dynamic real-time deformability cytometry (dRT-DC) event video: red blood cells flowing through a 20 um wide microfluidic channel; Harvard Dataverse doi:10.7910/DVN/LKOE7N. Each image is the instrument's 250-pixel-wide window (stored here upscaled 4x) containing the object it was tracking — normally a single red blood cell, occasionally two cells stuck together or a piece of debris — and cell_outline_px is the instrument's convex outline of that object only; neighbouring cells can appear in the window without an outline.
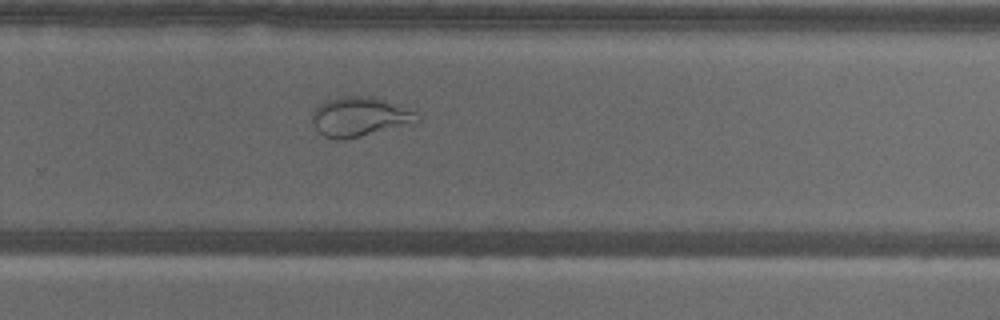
{"species": "common noctule bat (a hibernating species)", "species_latin": "Nyctalus noctula", "temperature_condition": "warm", "stored_images_in_passage": 41, "camera_frame_rate_fps": 3000, "um_per_image_px": 0.085, "animal": {"sex": "male", "body_mass_g": 18.8}, "frame": {"image": 1, "passage_image": 22, "time_ms": 7.0, "image_size_px": [1000, 320], "cell_outline_px": [[420, 120], [360, 136], [344, 140], [336, 140], [324, 136], [316, 128], [312, 120], [312, 112], [324, 100], [340, 96], [372, 96], [416, 108], [420, 116]], "centroid_in_image_um": [30.6, 9.88], "position_along_channel_um": 299.2, "area_um2": 24.33}}
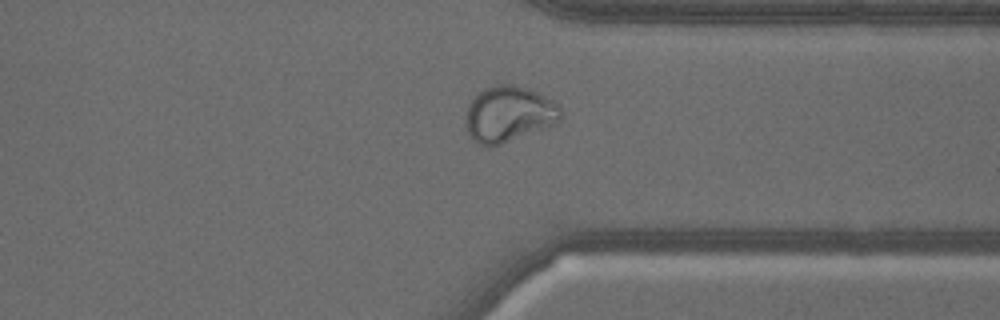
{"frame": {"image": 2, "passage_image": 28, "time_ms": 9.0, "image_size_px": [1000, 320], "cell_outline_px": [[564, 116], [560, 120], [552, 124], [500, 144], [488, 148], [480, 144], [468, 132], [464, 120], [464, 116], [468, 104], [484, 88], [496, 84], [516, 84], [528, 88], [560, 104], [564, 112]], "centroid_in_image_um": [43.25, 9.67], "position_along_channel_um": 368.2, "area_um2": 30.87}}
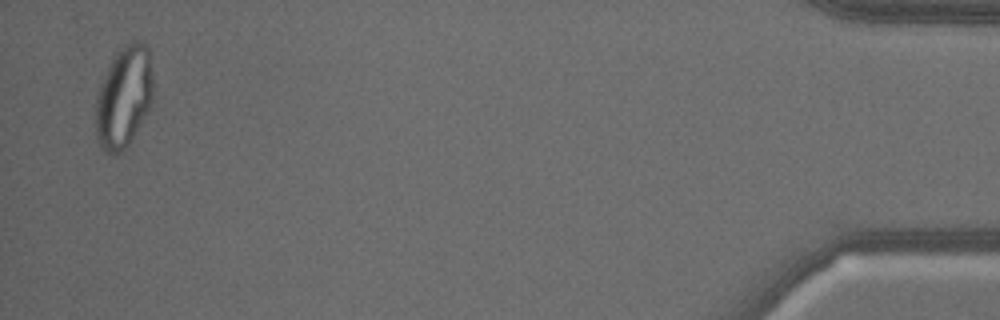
{"frame": {"image": 3, "passage_image": 40, "time_ms": 13.0, "image_size_px": [1000, 320], "cell_outline_px": [[152, 100], [144, 116], [128, 144], [116, 156], [112, 156], [100, 144], [96, 136], [96, 96], [100, 84], [116, 52], [124, 44], [132, 40], [140, 40], [148, 48], [152, 72]], "centroid_in_image_um": [10.52, 8.21], "position_along_channel_um": 424.7, "area_um2": 33.58}}